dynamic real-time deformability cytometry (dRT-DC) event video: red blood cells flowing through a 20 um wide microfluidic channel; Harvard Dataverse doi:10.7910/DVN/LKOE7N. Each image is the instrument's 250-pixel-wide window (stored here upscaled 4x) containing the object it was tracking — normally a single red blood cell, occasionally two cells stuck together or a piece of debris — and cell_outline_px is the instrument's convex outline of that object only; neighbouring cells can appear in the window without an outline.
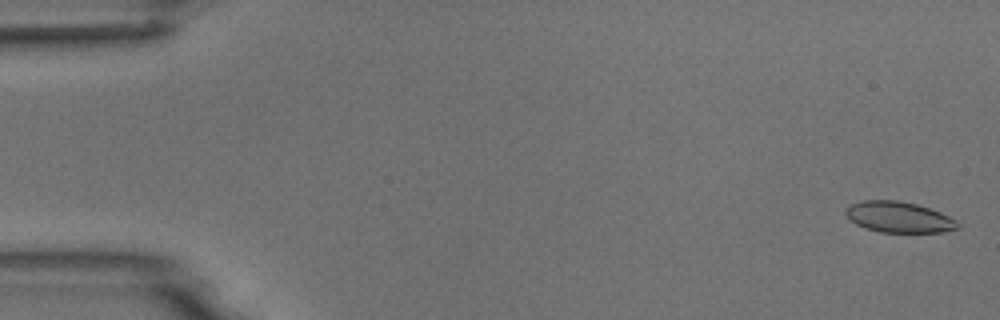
{"species": "common noctule bat (a hibernating species)", "species_latin": "Nyctalus noctula", "temperature_condition": "room temperature", "stored_images_in_passage": 5, "camera_frame_rate_fps": 3000, "um_per_image_px": 0.085, "animal": {"sex": "male", "body_mass_g": 18.8}, "frame": {"image": 1, "passage_image": 1, "time_ms": 0.0, "image_size_px": [1000, 320], "cell_outline_px": [[960, 228], [944, 232], [880, 232], [864, 228], [848, 220], [844, 212], [852, 204], [860, 200], [896, 200], [916, 204], [940, 212], [956, 220], [960, 224]], "centroid_in_image_um": [76.39, 18.46], "position_along_channel_um": 8.6, "area_um2": 20.23}}
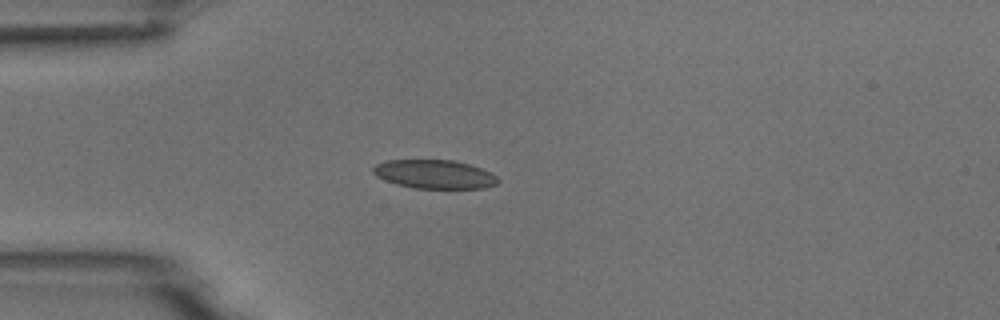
{"frame": {"image": 2, "passage_image": 5, "time_ms": 4.333, "image_size_px": [1000, 320], "cell_outline_px": [[500, 180], [496, 184], [484, 188], [416, 188], [396, 184], [384, 180], [376, 176], [372, 172], [372, 168], [376, 164], [388, 160], [452, 160], [468, 164], [492, 172]], "centroid_in_image_um": [36.92, 14.81], "position_along_channel_um": 48.1, "area_um2": 20.87}}